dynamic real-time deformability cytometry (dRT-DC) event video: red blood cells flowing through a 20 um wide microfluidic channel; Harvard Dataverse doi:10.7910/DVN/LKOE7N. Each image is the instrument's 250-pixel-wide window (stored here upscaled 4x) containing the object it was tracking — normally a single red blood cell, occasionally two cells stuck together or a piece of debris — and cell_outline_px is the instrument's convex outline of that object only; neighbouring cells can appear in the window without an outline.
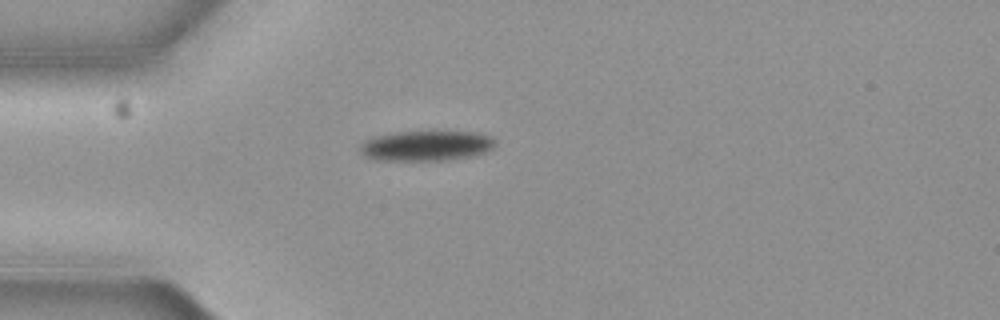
{"species": "common noctule bat (a hibernating species)", "species_latin": "Nyctalus noctula", "temperature_condition": "cold", "stored_images_in_passage": 1, "camera_frame_rate_fps": 3000, "um_per_image_px": 0.085, "animal": {"sex": "female", "body_mass_g": 19.3, "forearm_length_mm": 54.1}, "frame": {"image": 1, "passage_image": 1, "time_ms": 0.0, "image_size_px": [1000, 320], "cell_outline_px": [[496, 144], [492, 148], [484, 152], [468, 156], [444, 160], [372, 160], [364, 156], [360, 152], [360, 144], [364, 140], [372, 136], [392, 132], [432, 128], [480, 132], [492, 136], [496, 140]], "centroid_in_image_um": [36.22, 12.31], "position_along_channel_um": 48.8, "area_um2": 25.2}}